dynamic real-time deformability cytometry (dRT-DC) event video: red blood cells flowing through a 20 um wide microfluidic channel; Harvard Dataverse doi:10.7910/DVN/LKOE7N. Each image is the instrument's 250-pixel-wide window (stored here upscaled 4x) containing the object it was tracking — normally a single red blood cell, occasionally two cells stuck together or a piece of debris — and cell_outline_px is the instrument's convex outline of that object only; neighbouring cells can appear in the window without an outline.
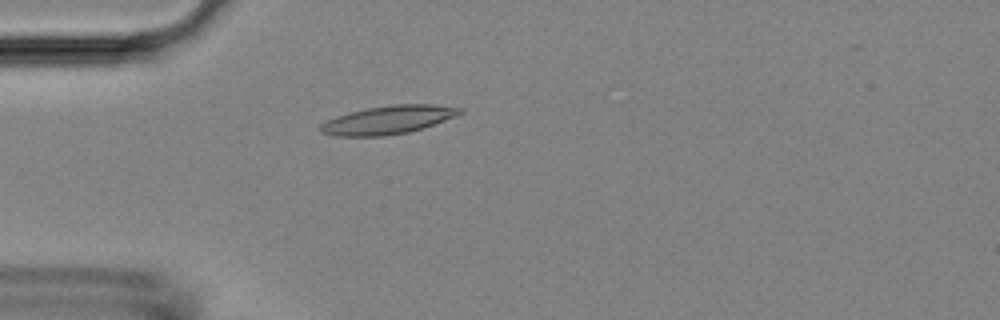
{"species": "Egyptian fruit bat (a non-hibernating species)", "species_latin": "Rousettus aegyptiacus", "temperature_condition": "room temperature", "stored_images_in_passage": 4, "camera_frame_rate_fps": 3000, "um_per_image_px": 0.085, "animal": {"sex": "female"}, "frame": {"image": 1, "passage_image": 4, "time_ms": 3.667, "image_size_px": [1000, 320], "cell_outline_px": [[464, 112], [456, 116], [408, 132], [384, 136], [336, 136], [320, 132], [320, 124], [336, 116], [368, 108], [392, 104], [432, 104], [464, 108]], "centroid_in_image_um": [33.0, 10.18], "position_along_channel_um": 52.0, "area_um2": 22.77}}